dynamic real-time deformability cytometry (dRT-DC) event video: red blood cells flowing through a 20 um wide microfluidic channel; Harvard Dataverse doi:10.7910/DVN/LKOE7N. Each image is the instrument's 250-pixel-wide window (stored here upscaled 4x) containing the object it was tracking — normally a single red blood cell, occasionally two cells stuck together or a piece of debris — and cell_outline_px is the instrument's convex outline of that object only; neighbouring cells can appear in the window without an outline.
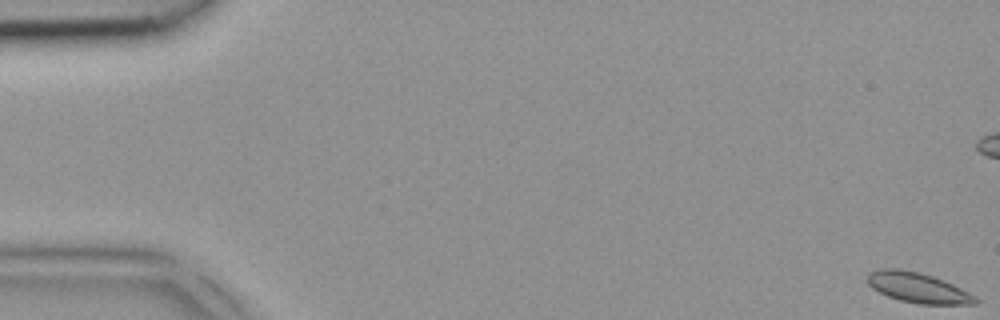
{"species": "common noctule bat (a hibernating species)", "species_latin": "Nyctalus noctula", "temperature_condition": "room temperature", "stored_images_in_passage": 2, "camera_frame_rate_fps": 3000, "um_per_image_px": 0.085, "animal": {"sex": "female", "body_mass_g": 18.4}, "frame": {"image": 1, "passage_image": 2, "time_ms": 0.333, "image_size_px": [1000, 320], "cell_outline_px": [[980, 300], [976, 304], [920, 304], [900, 300], [888, 296], [872, 288], [868, 284], [868, 272], [880, 268], [896, 268], [916, 272], [932, 276], [944, 280], [976, 296]], "centroid_in_image_um": [78.02, 24.45], "position_along_channel_um": 7.0, "area_um2": 18.84}}